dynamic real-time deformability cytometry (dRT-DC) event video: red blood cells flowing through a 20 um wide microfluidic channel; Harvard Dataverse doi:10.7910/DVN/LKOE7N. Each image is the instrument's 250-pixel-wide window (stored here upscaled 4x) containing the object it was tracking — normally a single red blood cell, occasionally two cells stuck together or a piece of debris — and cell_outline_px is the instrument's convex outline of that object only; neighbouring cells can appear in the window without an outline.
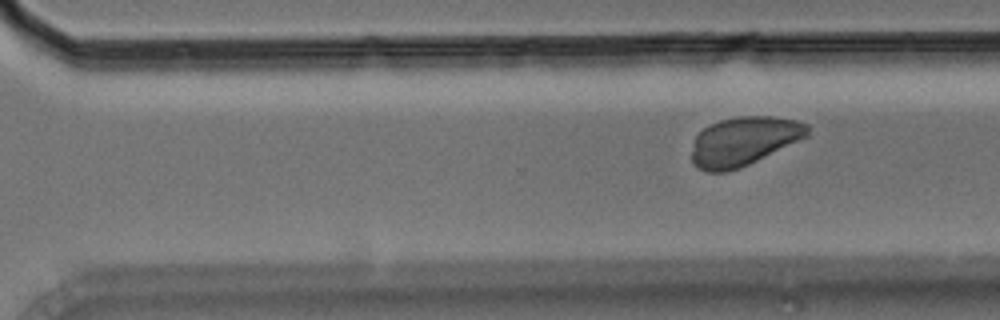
{"species": "Egyptian fruit bat (a non-hibernating species)", "species_latin": "Rousettus aegyptiacus", "temperature_condition": "room temperature", "stored_images_in_passage": 12, "segment_of_instrument_passage": [2, 2], "camera_frame_rate_fps": 3000, "um_per_image_px": 0.085, "animal": {"sex": "male"}, "frame": {"image": 1, "passage_image": 12, "time_ms": 3.667, "image_size_px": [1000, 320], "cell_outline_px": [[808, 136], [740, 168], [728, 172], [704, 172], [692, 164], [692, 148], [696, 136], [704, 128], [720, 120], [740, 116], [772, 116], [796, 120], [808, 124]], "centroid_in_image_um": [63.2, 12.01], "position_along_channel_um": 307.4, "area_um2": 32.83}}